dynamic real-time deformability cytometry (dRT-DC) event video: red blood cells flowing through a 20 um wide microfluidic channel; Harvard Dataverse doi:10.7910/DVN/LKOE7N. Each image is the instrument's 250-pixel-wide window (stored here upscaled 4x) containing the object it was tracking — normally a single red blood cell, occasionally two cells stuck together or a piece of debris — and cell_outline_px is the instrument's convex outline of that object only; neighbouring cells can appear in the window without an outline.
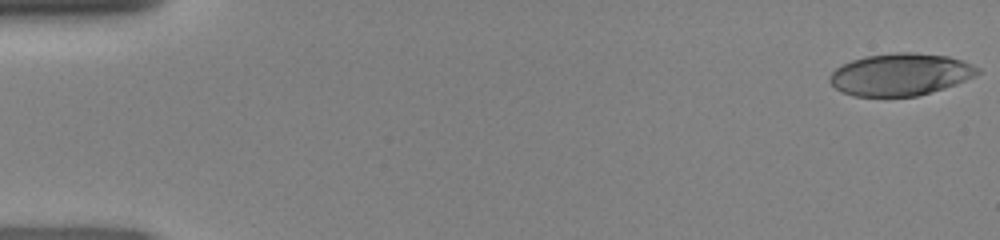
{"species": "human", "species_latin": "Homo sapiens", "temperature_condition": "room temperature", "stored_images_in_passage": 48, "camera_frame_rate_fps": 3000, "um_per_image_px": 0.085, "donor": {"sex": "female"}, "frame": {"image": 1, "passage_image": 1, "time_ms": 0.0, "image_size_px": [1000, 240], "cell_outline_px": [[980, 72], [956, 84], [944, 88], [916, 96], [852, 96], [840, 92], [828, 80], [828, 76], [836, 68], [852, 60], [864, 56], [896, 52], [916, 52], [948, 56], [972, 64], [980, 68]], "centroid_in_image_um": [76.5, 6.32], "position_along_channel_um": 8.5, "area_um2": 36.3}}
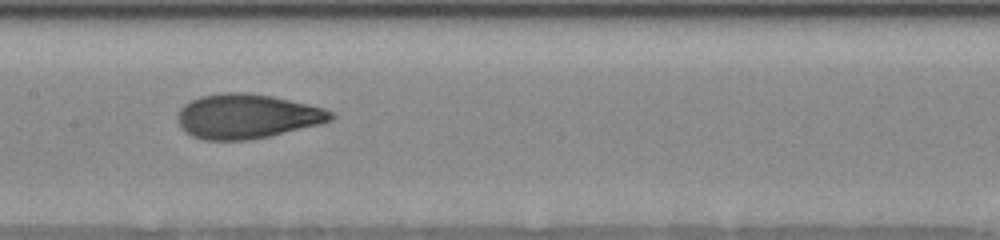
{"frame": {"image": 2, "passage_image": 24, "time_ms": 7.667, "image_size_px": [1000, 240], "cell_outline_px": [[336, 116], [332, 120], [320, 124], [268, 136], [248, 140], [204, 140], [192, 136], [184, 132], [176, 120], [176, 116], [180, 108], [184, 104], [200, 96], [224, 92], [244, 92], [272, 96], [308, 104], [324, 108], [336, 112]], "centroid_in_image_um": [20.98, 9.88], "position_along_channel_um": 186.4, "area_um2": 40.0}}
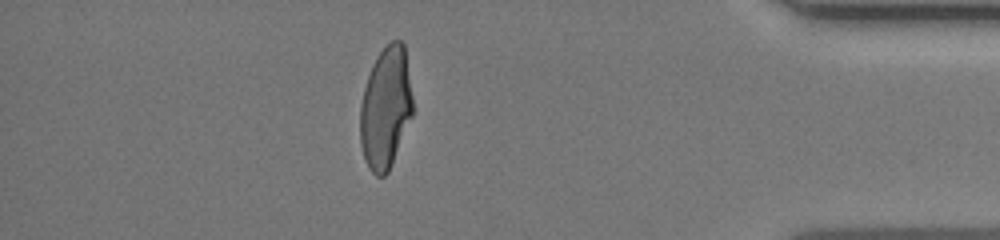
{"frame": {"image": 3, "passage_image": 42, "time_ms": 13.667, "image_size_px": [1000, 240], "cell_outline_px": [[412, 116], [392, 164], [388, 172], [384, 176], [376, 176], [368, 168], [364, 160], [360, 144], [360, 104], [364, 88], [372, 64], [376, 56], [392, 40], [400, 40], [404, 44], [412, 96]], "centroid_in_image_um": [32.76, 9.2], "position_along_channel_um": 402.4, "area_um2": 37.34}}